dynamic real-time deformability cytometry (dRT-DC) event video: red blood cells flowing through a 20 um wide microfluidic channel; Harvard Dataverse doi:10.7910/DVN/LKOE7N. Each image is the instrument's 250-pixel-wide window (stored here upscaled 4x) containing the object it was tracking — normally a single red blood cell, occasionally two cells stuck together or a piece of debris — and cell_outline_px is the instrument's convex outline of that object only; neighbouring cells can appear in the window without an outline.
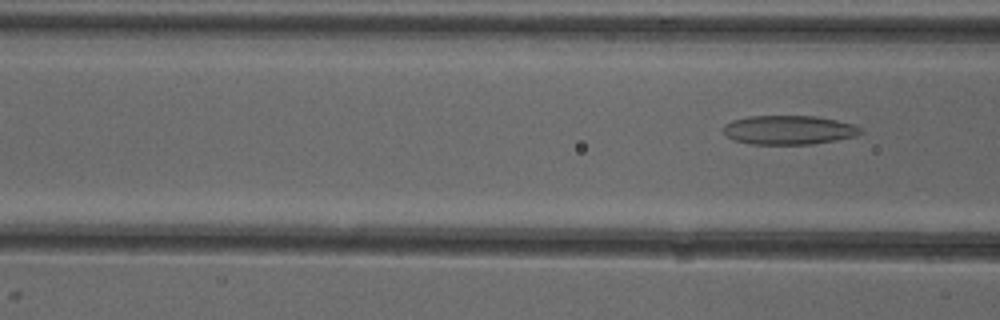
{"species": "common noctule bat (a hibernating species)", "species_latin": "Nyctalus noctula", "temperature_condition": "cold", "stored_images_in_passage": 4, "camera_frame_rate_fps": 3000, "um_per_image_px": 0.085, "animal": {"sex": "female"}, "frame": {"image": 1, "passage_image": 4, "time_ms": 3.667, "image_size_px": [1000, 320], "cell_outline_px": [[864, 132], [856, 136], [836, 140], [812, 144], [752, 144], [732, 140], [724, 132], [724, 124], [732, 120], [748, 116], [816, 116], [836, 120], [852, 124], [860, 128]], "centroid_in_image_um": [67.04, 11.05], "position_along_channel_um": 99.6, "area_um2": 23.24}}